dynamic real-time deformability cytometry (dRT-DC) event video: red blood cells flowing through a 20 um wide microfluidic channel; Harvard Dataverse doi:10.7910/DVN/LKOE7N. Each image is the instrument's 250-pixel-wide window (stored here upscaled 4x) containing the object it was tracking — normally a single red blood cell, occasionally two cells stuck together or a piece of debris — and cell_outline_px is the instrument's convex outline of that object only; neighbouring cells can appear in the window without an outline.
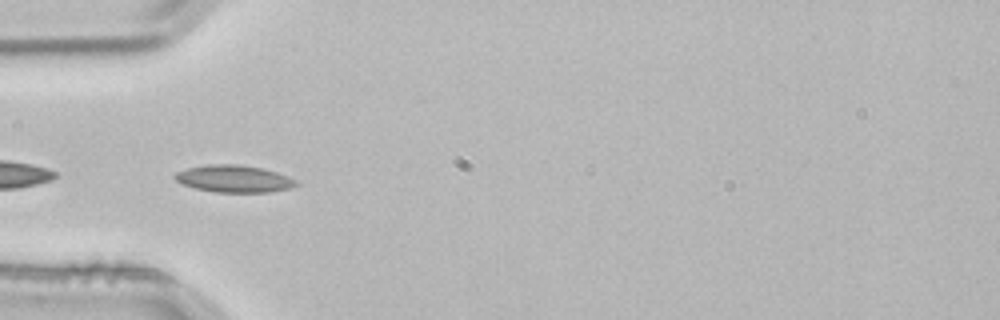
{"species": "common noctule bat (a hibernating species)", "species_latin": "Nyctalus noctula", "temperature_condition": "room temperature", "stored_images_in_passage": 4, "camera_frame_rate_fps": 3000, "um_per_image_px": 0.085, "animal": {"sex": "male", "body_mass_g": 21.5, "forearm_length_mm": 52.0}, "frame": {"image": 1, "passage_image": 4, "time_ms": 1.0, "image_size_px": [1000, 320], "cell_outline_px": [[300, 184], [292, 188], [268, 192], [216, 192], [196, 188], [184, 184], [176, 180], [172, 176], [176, 172], [188, 168], [208, 164], [240, 164], [260, 168], [276, 172], [296, 180]], "centroid_in_image_um": [19.9, 15.19], "position_along_channel_um": 65.1, "area_um2": 19.07}}